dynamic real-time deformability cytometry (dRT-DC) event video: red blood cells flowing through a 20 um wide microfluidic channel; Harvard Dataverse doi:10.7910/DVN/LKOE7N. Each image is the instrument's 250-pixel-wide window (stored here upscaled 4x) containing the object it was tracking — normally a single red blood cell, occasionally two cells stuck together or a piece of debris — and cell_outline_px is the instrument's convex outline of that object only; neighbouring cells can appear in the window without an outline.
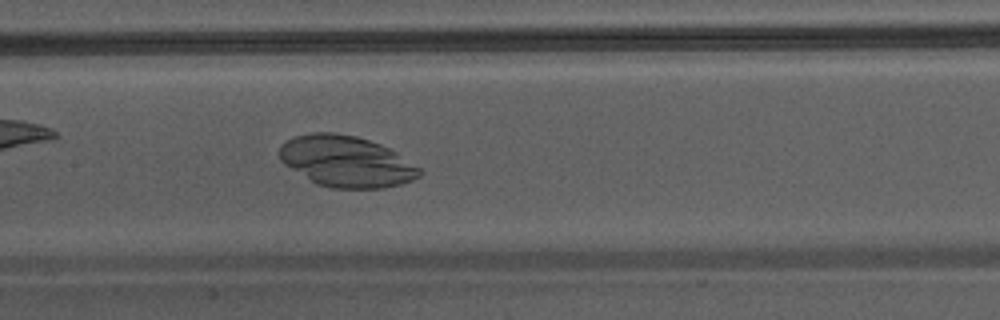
{"species": "Egyptian fruit bat (a non-hibernating species)", "species_latin": "Rousettus aegyptiacus", "temperature_condition": "warm", "stored_images_in_passage": 28, "camera_frame_rate_fps": 3000, "um_per_image_px": 0.085, "animal": {"sex": "male"}, "frame": {"image": 1, "passage_image": 9, "time_ms": 2.667, "image_size_px": [1000, 320], "cell_outline_px": [[424, 172], [420, 176], [412, 180], [400, 184], [384, 188], [332, 188], [316, 184], [284, 164], [280, 160], [280, 144], [292, 136], [312, 132], [336, 132], [356, 136], [380, 144], [396, 152], [424, 168]], "centroid_in_image_um": [29.46, 13.71], "position_along_channel_um": 177.9, "area_um2": 42.14}}
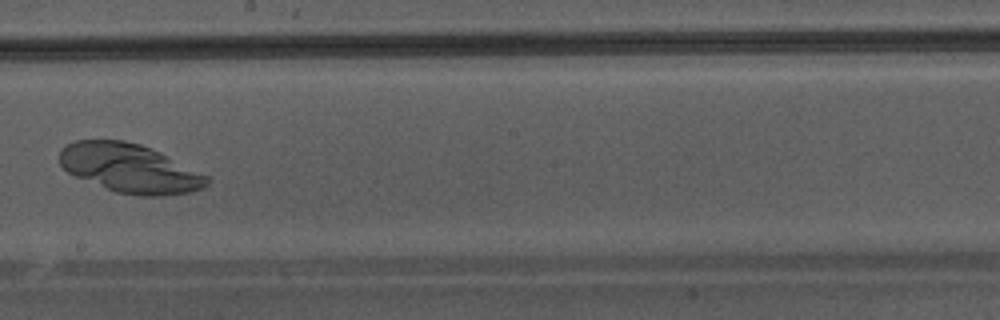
{"frame": {"image": 2, "passage_image": 13, "time_ms": 4.0, "image_size_px": [1000, 320], "cell_outline_px": [[212, 180], [204, 188], [192, 192], [160, 196], [140, 196], [116, 192], [76, 176], [68, 172], [60, 164], [60, 148], [76, 140], [124, 140], [140, 144], [152, 148], [208, 176]], "centroid_in_image_um": [11.06, 14.3], "position_along_channel_um": 237.1, "area_um2": 41.91}}